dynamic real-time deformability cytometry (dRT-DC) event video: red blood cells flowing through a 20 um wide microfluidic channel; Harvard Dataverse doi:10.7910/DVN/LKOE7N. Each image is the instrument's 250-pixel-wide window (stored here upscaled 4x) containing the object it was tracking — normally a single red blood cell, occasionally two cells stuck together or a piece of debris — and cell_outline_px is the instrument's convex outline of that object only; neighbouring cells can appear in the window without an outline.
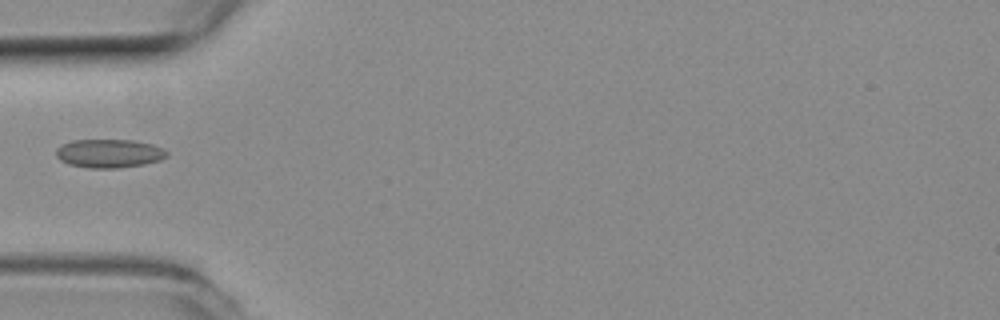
{"species": "common noctule bat (a hibernating species)", "species_latin": "Nyctalus noctula", "temperature_condition": "room temperature", "stored_images_in_passage": 6, "camera_frame_rate_fps": 3000, "um_per_image_px": 0.085, "animal": {"sex": "female", "body_mass_g": 19.3, "forearm_length_mm": 54.1}, "frame": {"image": 1, "passage_image": 1, "time_ms": 0.0, "image_size_px": [1000, 320], "cell_outline_px": [[168, 156], [160, 160], [144, 164], [120, 168], [88, 168], [68, 164], [60, 160], [56, 156], [56, 148], [60, 144], [72, 140], [136, 140], [152, 144], [164, 148], [168, 152]], "centroid_in_image_um": [9.28, 13.04], "position_along_channel_um": 75.7, "area_um2": 18.73}}
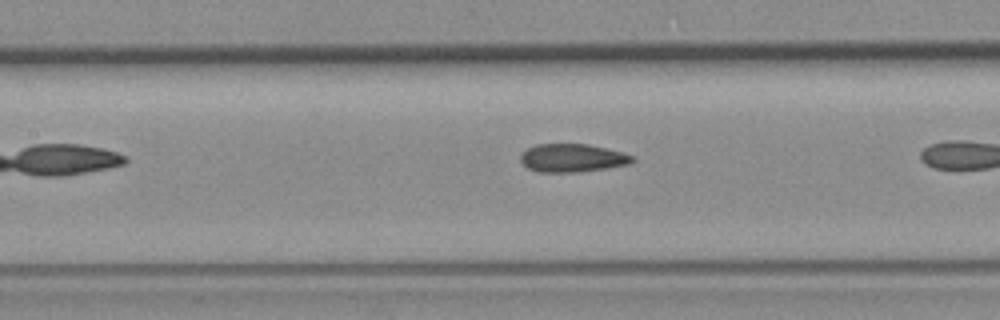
{"frame": {"image": 2, "passage_image": 5, "time_ms": 1.333, "image_size_px": [1000, 320], "cell_outline_px": [[636, 160], [628, 164], [608, 168], [580, 172], [540, 172], [528, 168], [520, 160], [520, 152], [536, 144], [588, 144], [624, 152], [636, 156]], "centroid_in_image_um": [48.68, 13.42], "position_along_channel_um": 158.7, "area_um2": 18.61}}